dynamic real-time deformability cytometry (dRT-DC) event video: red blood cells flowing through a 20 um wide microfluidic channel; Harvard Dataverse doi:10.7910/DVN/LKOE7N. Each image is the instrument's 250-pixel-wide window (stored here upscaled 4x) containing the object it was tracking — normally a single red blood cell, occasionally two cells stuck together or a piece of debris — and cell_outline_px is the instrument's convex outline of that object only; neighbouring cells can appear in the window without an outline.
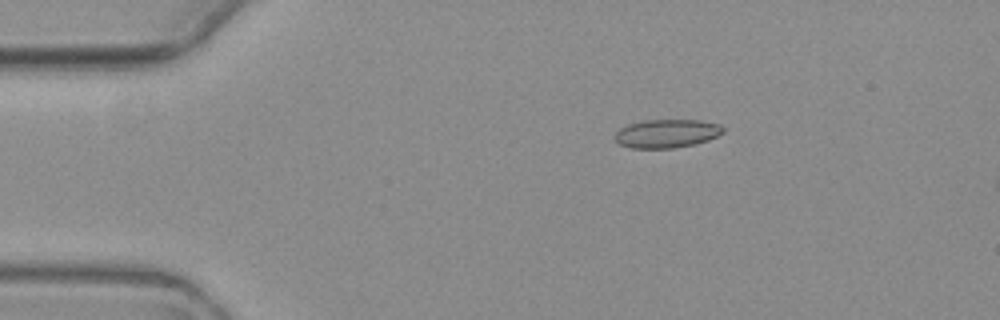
{"species": "common noctule bat (a hibernating species)", "species_latin": "Nyctalus noctula", "temperature_condition": "warm", "stored_images_in_passage": 4, "camera_frame_rate_fps": 3000, "um_per_image_px": 0.085, "animal": {"sex": "female", "body_mass_g": 19.3, "forearm_length_mm": 54.1}, "frame": {"image": 1, "passage_image": 3, "time_ms": 2.333, "image_size_px": [1000, 320], "cell_outline_px": [[724, 132], [708, 140], [696, 144], [672, 148], [632, 148], [620, 144], [612, 136], [620, 128], [628, 124], [644, 120], [700, 120], [720, 124], [724, 128]], "centroid_in_image_um": [56.67, 11.34], "position_along_channel_um": 28.3, "area_um2": 18.03}}